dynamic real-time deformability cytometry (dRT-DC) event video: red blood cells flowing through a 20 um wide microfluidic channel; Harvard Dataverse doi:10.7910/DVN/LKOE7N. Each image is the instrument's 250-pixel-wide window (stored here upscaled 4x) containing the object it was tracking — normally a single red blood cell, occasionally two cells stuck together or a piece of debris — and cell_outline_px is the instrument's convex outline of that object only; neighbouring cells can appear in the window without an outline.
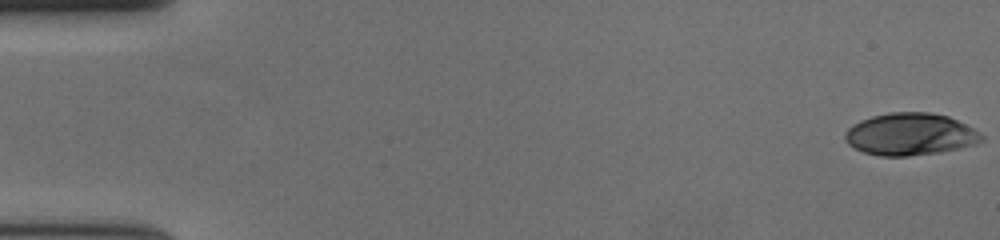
{"species": "human", "species_latin": "Homo sapiens", "temperature_condition": "cold", "stored_images_in_passage": 58, "camera_frame_rate_fps": 3000, "um_per_image_px": 0.085, "donor": {"sex": "female"}, "frame": {"image": 1, "passage_image": 1, "time_ms": 0.0, "image_size_px": [1000, 240], "cell_outline_px": [[984, 140], [976, 144], [940, 152], [908, 156], [880, 156], [864, 152], [848, 144], [844, 140], [844, 136], [848, 128], [852, 124], [860, 120], [872, 116], [892, 112], [932, 112], [948, 116], [972, 128], [984, 136]], "centroid_in_image_um": [77.35, 11.41], "position_along_channel_um": 7.6, "area_um2": 33.52}}
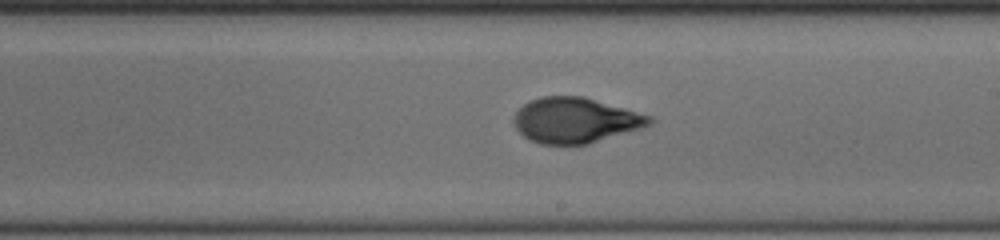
{"frame": {"image": 2, "passage_image": 34, "time_ms": 11.0, "image_size_px": [1000, 240], "cell_outline_px": [[656, 120], [652, 124], [644, 128], [588, 144], [540, 144], [528, 140], [516, 128], [512, 120], [512, 116], [528, 100], [540, 96], [584, 96], [652, 116]], "centroid_in_image_um": [48.92, 10.22], "position_along_channel_um": 240.1, "area_um2": 36.3}}
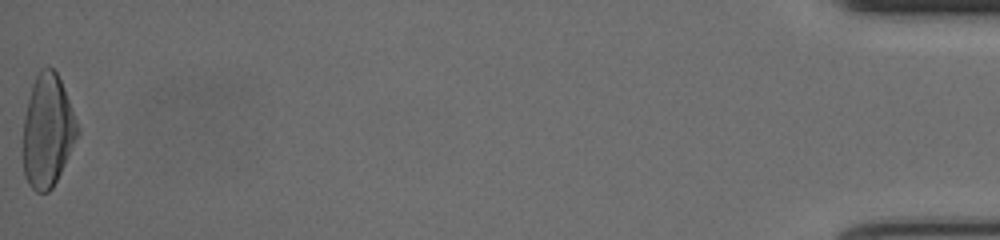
{"frame": {"image": 3, "passage_image": 58, "time_ms": 19.0, "image_size_px": [1000, 240], "cell_outline_px": [[80, 132], [52, 188], [48, 192], [36, 192], [28, 184], [24, 176], [24, 116], [32, 84], [40, 68], [52, 68], [56, 72], [60, 80], [68, 100]], "centroid_in_image_um": [4.03, 11.14], "position_along_channel_um": 431.2, "area_um2": 35.03}, "authors_computed_cell_mechanics": {"area_um2": 34.969, "velocity_mm_per_s": 3.6527, "shape_relaxation_time_tau1_ms": 5.1186, "shape_relaxation_time_tau2_ms": 1.077, "deformation_change_tau1": 0.2014, "deformation_change_tau2": 0.068}}